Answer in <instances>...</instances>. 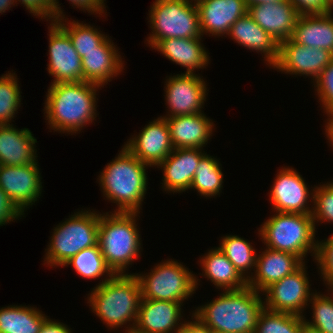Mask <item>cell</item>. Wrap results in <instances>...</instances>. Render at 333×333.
Wrapping results in <instances>:
<instances>
[{
  "mask_svg": "<svg viewBox=\"0 0 333 333\" xmlns=\"http://www.w3.org/2000/svg\"><path fill=\"white\" fill-rule=\"evenodd\" d=\"M100 85L89 82L51 84L45 100L49 128L60 133H77L96 120V93Z\"/></svg>",
  "mask_w": 333,
  "mask_h": 333,
  "instance_id": "6da1fadb",
  "label": "cell"
},
{
  "mask_svg": "<svg viewBox=\"0 0 333 333\" xmlns=\"http://www.w3.org/2000/svg\"><path fill=\"white\" fill-rule=\"evenodd\" d=\"M253 288L228 290L209 304L197 307L195 315L202 323L225 333H254L264 302Z\"/></svg>",
  "mask_w": 333,
  "mask_h": 333,
  "instance_id": "7a4b0ae2",
  "label": "cell"
},
{
  "mask_svg": "<svg viewBox=\"0 0 333 333\" xmlns=\"http://www.w3.org/2000/svg\"><path fill=\"white\" fill-rule=\"evenodd\" d=\"M92 312L110 329L127 324L133 330L142 299L140 285L134 274H114L102 280L88 294Z\"/></svg>",
  "mask_w": 333,
  "mask_h": 333,
  "instance_id": "3957f363",
  "label": "cell"
},
{
  "mask_svg": "<svg viewBox=\"0 0 333 333\" xmlns=\"http://www.w3.org/2000/svg\"><path fill=\"white\" fill-rule=\"evenodd\" d=\"M148 164L141 162L125 146L101 175L99 185L108 201L116 203L114 212H138L147 192Z\"/></svg>",
  "mask_w": 333,
  "mask_h": 333,
  "instance_id": "277c9868",
  "label": "cell"
},
{
  "mask_svg": "<svg viewBox=\"0 0 333 333\" xmlns=\"http://www.w3.org/2000/svg\"><path fill=\"white\" fill-rule=\"evenodd\" d=\"M100 213L98 244L107 266L114 274H126L139 258L141 238L135 218L138 212ZM141 248V249H140Z\"/></svg>",
  "mask_w": 333,
  "mask_h": 333,
  "instance_id": "5b68a950",
  "label": "cell"
},
{
  "mask_svg": "<svg viewBox=\"0 0 333 333\" xmlns=\"http://www.w3.org/2000/svg\"><path fill=\"white\" fill-rule=\"evenodd\" d=\"M315 229L312 214L276 212L258 231L267 248L293 253L305 262L307 253L316 257Z\"/></svg>",
  "mask_w": 333,
  "mask_h": 333,
  "instance_id": "8992f818",
  "label": "cell"
},
{
  "mask_svg": "<svg viewBox=\"0 0 333 333\" xmlns=\"http://www.w3.org/2000/svg\"><path fill=\"white\" fill-rule=\"evenodd\" d=\"M100 213L89 209L78 211L54 227L44 262L62 266L80 251L98 244Z\"/></svg>",
  "mask_w": 333,
  "mask_h": 333,
  "instance_id": "52a82bcc",
  "label": "cell"
},
{
  "mask_svg": "<svg viewBox=\"0 0 333 333\" xmlns=\"http://www.w3.org/2000/svg\"><path fill=\"white\" fill-rule=\"evenodd\" d=\"M194 0H155L149 11L150 36L153 48L167 38H202L199 13Z\"/></svg>",
  "mask_w": 333,
  "mask_h": 333,
  "instance_id": "ba28073f",
  "label": "cell"
},
{
  "mask_svg": "<svg viewBox=\"0 0 333 333\" xmlns=\"http://www.w3.org/2000/svg\"><path fill=\"white\" fill-rule=\"evenodd\" d=\"M134 275L138 279L142 299L183 303L198 288L199 279L177 260H164L149 274Z\"/></svg>",
  "mask_w": 333,
  "mask_h": 333,
  "instance_id": "9c48e42d",
  "label": "cell"
},
{
  "mask_svg": "<svg viewBox=\"0 0 333 333\" xmlns=\"http://www.w3.org/2000/svg\"><path fill=\"white\" fill-rule=\"evenodd\" d=\"M304 263L299 269L267 287L264 308L275 312H286L304 316L302 312L309 304L314 292H310L309 277Z\"/></svg>",
  "mask_w": 333,
  "mask_h": 333,
  "instance_id": "30bf717a",
  "label": "cell"
},
{
  "mask_svg": "<svg viewBox=\"0 0 333 333\" xmlns=\"http://www.w3.org/2000/svg\"><path fill=\"white\" fill-rule=\"evenodd\" d=\"M332 59L328 50L303 46L289 38L279 43L278 58L272 67L287 74L312 77L314 82Z\"/></svg>",
  "mask_w": 333,
  "mask_h": 333,
  "instance_id": "8fae6325",
  "label": "cell"
},
{
  "mask_svg": "<svg viewBox=\"0 0 333 333\" xmlns=\"http://www.w3.org/2000/svg\"><path fill=\"white\" fill-rule=\"evenodd\" d=\"M165 83L164 96L169 112L161 117L202 113L206 94L208 95L207 85L202 77L198 74L181 73L170 76Z\"/></svg>",
  "mask_w": 333,
  "mask_h": 333,
  "instance_id": "7c38bea8",
  "label": "cell"
},
{
  "mask_svg": "<svg viewBox=\"0 0 333 333\" xmlns=\"http://www.w3.org/2000/svg\"><path fill=\"white\" fill-rule=\"evenodd\" d=\"M49 29L48 73L54 77L51 84L60 82H82V60L68 34L56 23Z\"/></svg>",
  "mask_w": 333,
  "mask_h": 333,
  "instance_id": "4fadbf2b",
  "label": "cell"
},
{
  "mask_svg": "<svg viewBox=\"0 0 333 333\" xmlns=\"http://www.w3.org/2000/svg\"><path fill=\"white\" fill-rule=\"evenodd\" d=\"M37 163L17 167L0 165V187L23 214L42 193V178Z\"/></svg>",
  "mask_w": 333,
  "mask_h": 333,
  "instance_id": "5bb4252c",
  "label": "cell"
},
{
  "mask_svg": "<svg viewBox=\"0 0 333 333\" xmlns=\"http://www.w3.org/2000/svg\"><path fill=\"white\" fill-rule=\"evenodd\" d=\"M274 179L269 200L275 212L312 214L313 208L306 204L313 199V190L294 168H282Z\"/></svg>",
  "mask_w": 333,
  "mask_h": 333,
  "instance_id": "9a60e30c",
  "label": "cell"
},
{
  "mask_svg": "<svg viewBox=\"0 0 333 333\" xmlns=\"http://www.w3.org/2000/svg\"><path fill=\"white\" fill-rule=\"evenodd\" d=\"M141 162L155 167L174 150L166 119L158 117L124 145Z\"/></svg>",
  "mask_w": 333,
  "mask_h": 333,
  "instance_id": "2e32d148",
  "label": "cell"
},
{
  "mask_svg": "<svg viewBox=\"0 0 333 333\" xmlns=\"http://www.w3.org/2000/svg\"><path fill=\"white\" fill-rule=\"evenodd\" d=\"M247 13L278 44L292 37L301 15L290 0L253 5Z\"/></svg>",
  "mask_w": 333,
  "mask_h": 333,
  "instance_id": "e0dca14e",
  "label": "cell"
},
{
  "mask_svg": "<svg viewBox=\"0 0 333 333\" xmlns=\"http://www.w3.org/2000/svg\"><path fill=\"white\" fill-rule=\"evenodd\" d=\"M181 305V302L141 299L133 330L137 333H179L183 325Z\"/></svg>",
  "mask_w": 333,
  "mask_h": 333,
  "instance_id": "ac0fdd59",
  "label": "cell"
},
{
  "mask_svg": "<svg viewBox=\"0 0 333 333\" xmlns=\"http://www.w3.org/2000/svg\"><path fill=\"white\" fill-rule=\"evenodd\" d=\"M202 36L227 35L230 27L248 12L244 0H195Z\"/></svg>",
  "mask_w": 333,
  "mask_h": 333,
  "instance_id": "d6986e66",
  "label": "cell"
},
{
  "mask_svg": "<svg viewBox=\"0 0 333 333\" xmlns=\"http://www.w3.org/2000/svg\"><path fill=\"white\" fill-rule=\"evenodd\" d=\"M205 155L199 148H174L157 165V168L163 169L162 188L169 193H181L190 189L196 168Z\"/></svg>",
  "mask_w": 333,
  "mask_h": 333,
  "instance_id": "ffe728a7",
  "label": "cell"
},
{
  "mask_svg": "<svg viewBox=\"0 0 333 333\" xmlns=\"http://www.w3.org/2000/svg\"><path fill=\"white\" fill-rule=\"evenodd\" d=\"M304 263L299 256L293 253L266 247L265 251L257 255L255 274H251L247 285L257 292H263L272 283L292 274Z\"/></svg>",
  "mask_w": 333,
  "mask_h": 333,
  "instance_id": "44dd1931",
  "label": "cell"
},
{
  "mask_svg": "<svg viewBox=\"0 0 333 333\" xmlns=\"http://www.w3.org/2000/svg\"><path fill=\"white\" fill-rule=\"evenodd\" d=\"M174 148L203 149L211 139L215 124L204 113L163 117Z\"/></svg>",
  "mask_w": 333,
  "mask_h": 333,
  "instance_id": "7402d4cb",
  "label": "cell"
},
{
  "mask_svg": "<svg viewBox=\"0 0 333 333\" xmlns=\"http://www.w3.org/2000/svg\"><path fill=\"white\" fill-rule=\"evenodd\" d=\"M119 53L109 37L98 46V50L87 52L81 57L83 81L104 87L124 69Z\"/></svg>",
  "mask_w": 333,
  "mask_h": 333,
  "instance_id": "603a6c76",
  "label": "cell"
},
{
  "mask_svg": "<svg viewBox=\"0 0 333 333\" xmlns=\"http://www.w3.org/2000/svg\"><path fill=\"white\" fill-rule=\"evenodd\" d=\"M37 140L28 128L0 125V165L23 166L37 162Z\"/></svg>",
  "mask_w": 333,
  "mask_h": 333,
  "instance_id": "cb8c5ba5",
  "label": "cell"
},
{
  "mask_svg": "<svg viewBox=\"0 0 333 333\" xmlns=\"http://www.w3.org/2000/svg\"><path fill=\"white\" fill-rule=\"evenodd\" d=\"M291 39L300 45L325 49L333 54L332 11L301 14Z\"/></svg>",
  "mask_w": 333,
  "mask_h": 333,
  "instance_id": "d4e9b609",
  "label": "cell"
},
{
  "mask_svg": "<svg viewBox=\"0 0 333 333\" xmlns=\"http://www.w3.org/2000/svg\"><path fill=\"white\" fill-rule=\"evenodd\" d=\"M201 38H167L160 40L153 49L167 59L186 68L187 74H195L196 69H203L209 63V53L202 46Z\"/></svg>",
  "mask_w": 333,
  "mask_h": 333,
  "instance_id": "484cf974",
  "label": "cell"
},
{
  "mask_svg": "<svg viewBox=\"0 0 333 333\" xmlns=\"http://www.w3.org/2000/svg\"><path fill=\"white\" fill-rule=\"evenodd\" d=\"M227 35L240 46L263 53L270 67L277 61L279 44L248 13L237 19Z\"/></svg>",
  "mask_w": 333,
  "mask_h": 333,
  "instance_id": "4316f807",
  "label": "cell"
},
{
  "mask_svg": "<svg viewBox=\"0 0 333 333\" xmlns=\"http://www.w3.org/2000/svg\"><path fill=\"white\" fill-rule=\"evenodd\" d=\"M200 264L203 276H206L217 288L228 290H239L245 288L247 281L236 270L219 247L210 249L202 258Z\"/></svg>",
  "mask_w": 333,
  "mask_h": 333,
  "instance_id": "83f0119b",
  "label": "cell"
},
{
  "mask_svg": "<svg viewBox=\"0 0 333 333\" xmlns=\"http://www.w3.org/2000/svg\"><path fill=\"white\" fill-rule=\"evenodd\" d=\"M36 307L10 305L0 309V333H39L48 316Z\"/></svg>",
  "mask_w": 333,
  "mask_h": 333,
  "instance_id": "f1b7e54d",
  "label": "cell"
},
{
  "mask_svg": "<svg viewBox=\"0 0 333 333\" xmlns=\"http://www.w3.org/2000/svg\"><path fill=\"white\" fill-rule=\"evenodd\" d=\"M251 244L237 235H226L222 237L219 245V249L246 281L250 278L251 270L254 271L257 261V254Z\"/></svg>",
  "mask_w": 333,
  "mask_h": 333,
  "instance_id": "f546056e",
  "label": "cell"
},
{
  "mask_svg": "<svg viewBox=\"0 0 333 333\" xmlns=\"http://www.w3.org/2000/svg\"><path fill=\"white\" fill-rule=\"evenodd\" d=\"M221 164L215 157L206 154L199 162L190 189H196L203 197L219 195L223 188Z\"/></svg>",
  "mask_w": 333,
  "mask_h": 333,
  "instance_id": "4dcf8cb0",
  "label": "cell"
},
{
  "mask_svg": "<svg viewBox=\"0 0 333 333\" xmlns=\"http://www.w3.org/2000/svg\"><path fill=\"white\" fill-rule=\"evenodd\" d=\"M66 19L68 18H61L55 22L68 34L80 57H83L87 52H91L92 50H98V46L108 37L101 33L102 31H98L93 25L90 26L75 20L72 22L69 21V23Z\"/></svg>",
  "mask_w": 333,
  "mask_h": 333,
  "instance_id": "1f68e13d",
  "label": "cell"
},
{
  "mask_svg": "<svg viewBox=\"0 0 333 333\" xmlns=\"http://www.w3.org/2000/svg\"><path fill=\"white\" fill-rule=\"evenodd\" d=\"M68 265L73 266L77 274L86 279L103 277L105 273L107 274V277H112L114 275L105 262L99 244L88 247L74 255L64 264V266L67 267Z\"/></svg>",
  "mask_w": 333,
  "mask_h": 333,
  "instance_id": "d6a6232c",
  "label": "cell"
},
{
  "mask_svg": "<svg viewBox=\"0 0 333 333\" xmlns=\"http://www.w3.org/2000/svg\"><path fill=\"white\" fill-rule=\"evenodd\" d=\"M303 321L304 316L264 308L258 317L254 333H300Z\"/></svg>",
  "mask_w": 333,
  "mask_h": 333,
  "instance_id": "836d02e7",
  "label": "cell"
},
{
  "mask_svg": "<svg viewBox=\"0 0 333 333\" xmlns=\"http://www.w3.org/2000/svg\"><path fill=\"white\" fill-rule=\"evenodd\" d=\"M15 73L0 77V125L10 124L21 104V91Z\"/></svg>",
  "mask_w": 333,
  "mask_h": 333,
  "instance_id": "e575fe53",
  "label": "cell"
},
{
  "mask_svg": "<svg viewBox=\"0 0 333 333\" xmlns=\"http://www.w3.org/2000/svg\"><path fill=\"white\" fill-rule=\"evenodd\" d=\"M328 291L333 294V289ZM318 293L315 292L308 303L312 304V320L311 322L306 321V317H304V321L322 333H333V295L331 294L332 297H329V293L327 295Z\"/></svg>",
  "mask_w": 333,
  "mask_h": 333,
  "instance_id": "d590c367",
  "label": "cell"
},
{
  "mask_svg": "<svg viewBox=\"0 0 333 333\" xmlns=\"http://www.w3.org/2000/svg\"><path fill=\"white\" fill-rule=\"evenodd\" d=\"M312 218L316 222L333 223V182L313 187Z\"/></svg>",
  "mask_w": 333,
  "mask_h": 333,
  "instance_id": "8d00e7d4",
  "label": "cell"
},
{
  "mask_svg": "<svg viewBox=\"0 0 333 333\" xmlns=\"http://www.w3.org/2000/svg\"><path fill=\"white\" fill-rule=\"evenodd\" d=\"M314 260H317L324 283L328 285L329 289H333V234L324 241H318Z\"/></svg>",
  "mask_w": 333,
  "mask_h": 333,
  "instance_id": "74e56055",
  "label": "cell"
},
{
  "mask_svg": "<svg viewBox=\"0 0 333 333\" xmlns=\"http://www.w3.org/2000/svg\"><path fill=\"white\" fill-rule=\"evenodd\" d=\"M20 2L29 10V12L40 19L55 22L58 19L65 18L58 0H15Z\"/></svg>",
  "mask_w": 333,
  "mask_h": 333,
  "instance_id": "f35d334b",
  "label": "cell"
},
{
  "mask_svg": "<svg viewBox=\"0 0 333 333\" xmlns=\"http://www.w3.org/2000/svg\"><path fill=\"white\" fill-rule=\"evenodd\" d=\"M313 83L324 112H333V59Z\"/></svg>",
  "mask_w": 333,
  "mask_h": 333,
  "instance_id": "ab89813d",
  "label": "cell"
},
{
  "mask_svg": "<svg viewBox=\"0 0 333 333\" xmlns=\"http://www.w3.org/2000/svg\"><path fill=\"white\" fill-rule=\"evenodd\" d=\"M301 14L326 13L333 9V0H290Z\"/></svg>",
  "mask_w": 333,
  "mask_h": 333,
  "instance_id": "60d3db41",
  "label": "cell"
},
{
  "mask_svg": "<svg viewBox=\"0 0 333 333\" xmlns=\"http://www.w3.org/2000/svg\"><path fill=\"white\" fill-rule=\"evenodd\" d=\"M24 215L7 196L5 191L0 187V226L18 219Z\"/></svg>",
  "mask_w": 333,
  "mask_h": 333,
  "instance_id": "b9f144b4",
  "label": "cell"
},
{
  "mask_svg": "<svg viewBox=\"0 0 333 333\" xmlns=\"http://www.w3.org/2000/svg\"><path fill=\"white\" fill-rule=\"evenodd\" d=\"M72 6H76V8L87 10L88 13H93L102 15L105 12V0H68ZM96 12V13H95Z\"/></svg>",
  "mask_w": 333,
  "mask_h": 333,
  "instance_id": "7bdbcfd3",
  "label": "cell"
},
{
  "mask_svg": "<svg viewBox=\"0 0 333 333\" xmlns=\"http://www.w3.org/2000/svg\"><path fill=\"white\" fill-rule=\"evenodd\" d=\"M194 317V318H193ZM185 321L179 330V333H211L212 329L202 323L195 315L192 314V320Z\"/></svg>",
  "mask_w": 333,
  "mask_h": 333,
  "instance_id": "ee69618b",
  "label": "cell"
},
{
  "mask_svg": "<svg viewBox=\"0 0 333 333\" xmlns=\"http://www.w3.org/2000/svg\"><path fill=\"white\" fill-rule=\"evenodd\" d=\"M39 333H72V330L66 324L47 318L40 327Z\"/></svg>",
  "mask_w": 333,
  "mask_h": 333,
  "instance_id": "f6af8a7d",
  "label": "cell"
},
{
  "mask_svg": "<svg viewBox=\"0 0 333 333\" xmlns=\"http://www.w3.org/2000/svg\"><path fill=\"white\" fill-rule=\"evenodd\" d=\"M326 114L329 118L327 119V123L325 124V134L327 135V140L330 142V144H332L331 147H333V112Z\"/></svg>",
  "mask_w": 333,
  "mask_h": 333,
  "instance_id": "bcb514c9",
  "label": "cell"
},
{
  "mask_svg": "<svg viewBox=\"0 0 333 333\" xmlns=\"http://www.w3.org/2000/svg\"><path fill=\"white\" fill-rule=\"evenodd\" d=\"M300 333H322L319 329L312 327L305 321L302 322L300 326Z\"/></svg>",
  "mask_w": 333,
  "mask_h": 333,
  "instance_id": "7dc6e473",
  "label": "cell"
},
{
  "mask_svg": "<svg viewBox=\"0 0 333 333\" xmlns=\"http://www.w3.org/2000/svg\"><path fill=\"white\" fill-rule=\"evenodd\" d=\"M15 3V0H0V13H5L6 10H9L11 5L14 6Z\"/></svg>",
  "mask_w": 333,
  "mask_h": 333,
  "instance_id": "c3c4849f",
  "label": "cell"
},
{
  "mask_svg": "<svg viewBox=\"0 0 333 333\" xmlns=\"http://www.w3.org/2000/svg\"><path fill=\"white\" fill-rule=\"evenodd\" d=\"M247 7L258 5V4H265V3H277L283 0H244Z\"/></svg>",
  "mask_w": 333,
  "mask_h": 333,
  "instance_id": "681fc988",
  "label": "cell"
},
{
  "mask_svg": "<svg viewBox=\"0 0 333 333\" xmlns=\"http://www.w3.org/2000/svg\"><path fill=\"white\" fill-rule=\"evenodd\" d=\"M211 333H225V332H222V331H218V330H212Z\"/></svg>",
  "mask_w": 333,
  "mask_h": 333,
  "instance_id": "f907efd6",
  "label": "cell"
},
{
  "mask_svg": "<svg viewBox=\"0 0 333 333\" xmlns=\"http://www.w3.org/2000/svg\"><path fill=\"white\" fill-rule=\"evenodd\" d=\"M125 333H137L136 331H134V330H130V331H128V332H125Z\"/></svg>",
  "mask_w": 333,
  "mask_h": 333,
  "instance_id": "816d5d0a",
  "label": "cell"
}]
</instances>
